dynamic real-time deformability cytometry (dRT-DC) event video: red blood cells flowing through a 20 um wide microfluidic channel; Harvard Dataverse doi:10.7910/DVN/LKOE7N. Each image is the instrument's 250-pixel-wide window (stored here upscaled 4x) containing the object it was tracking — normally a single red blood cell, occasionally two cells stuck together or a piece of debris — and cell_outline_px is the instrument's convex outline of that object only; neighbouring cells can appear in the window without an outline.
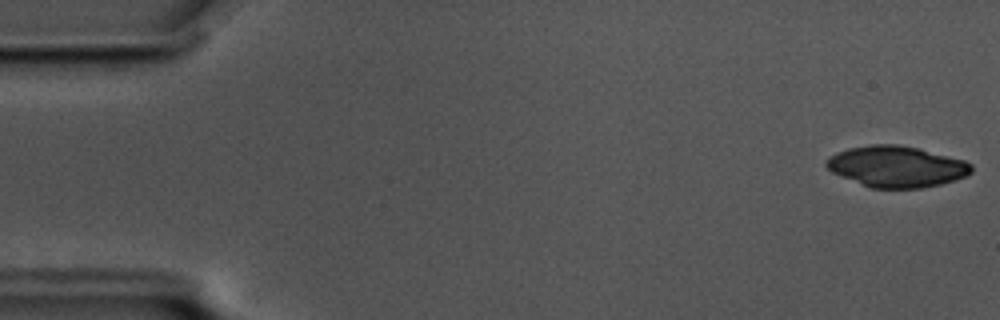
{"species": "common noctule bat (a hibernating species)", "species_latin": "Nyctalus noctula", "temperature_condition": "cold", "stored_images_in_passage": 56, "camera_frame_rate_fps": 3000, "um_per_image_px": 0.085, "animal": {"sex": "male", "body_mass_g": 17.5, "forearm_length_mm": 52.3}, "frame": {"image": 1, "passage_image": 1, "time_ms": 0.0, "image_size_px": [1000, 320], "cell_outline_px": [[972, 172], [968, 176], [956, 180], [940, 184], [920, 188], [872, 188], [840, 176], [832, 172], [824, 164], [828, 156], [836, 152], [848, 148], [872, 144], [900, 144], [920, 148], [964, 160], [972, 164]], "centroid_in_image_um": [76.21, 14.14], "position_along_channel_um": 8.8, "area_um2": 35.03}}
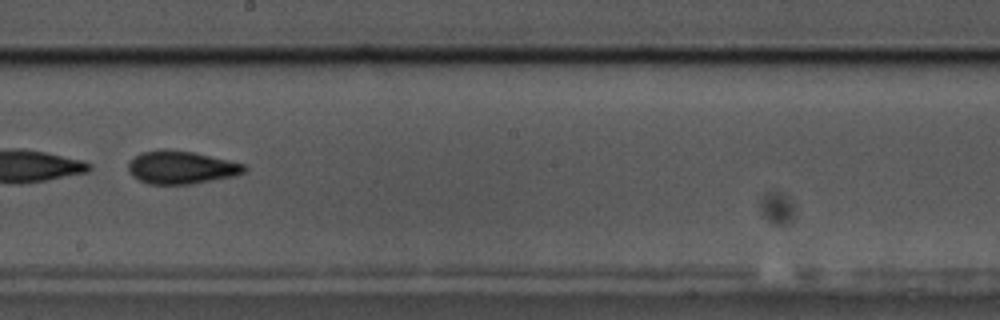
{"frame": {"image": 2, "passage_image": 32, "time_ms": 10.333, "image_size_px": [1000, 320], "cell_outline_px": [[248, 168], [244, 172], [236, 176], [192, 184], [148, 184], [132, 176], [128, 172], [128, 164], [136, 156], [144, 152], [156, 148], [164, 148], [196, 152], [248, 164]], "centroid_in_image_um": [15.46, 14.22], "position_along_channel_um": 232.7, "area_um2": 22.77}}